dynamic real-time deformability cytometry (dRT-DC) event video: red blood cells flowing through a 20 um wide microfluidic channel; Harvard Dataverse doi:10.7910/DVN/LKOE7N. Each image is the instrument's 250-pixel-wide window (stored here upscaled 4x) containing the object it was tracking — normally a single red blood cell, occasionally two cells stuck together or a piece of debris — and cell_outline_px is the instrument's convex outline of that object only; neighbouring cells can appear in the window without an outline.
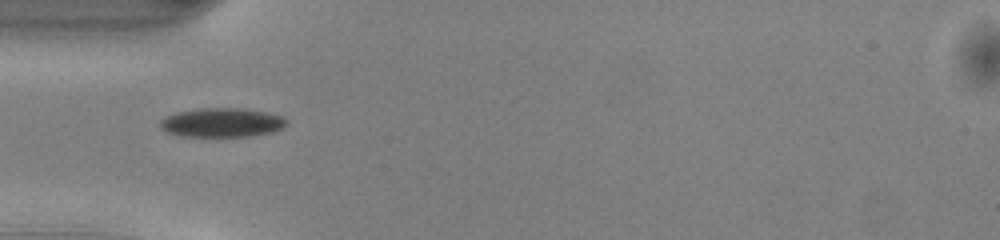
{"species": "common noctule bat (a hibernating species)", "species_latin": "Nyctalus noctula", "temperature_condition": "warm", "stored_images_in_passage": 35, "camera_frame_rate_fps": 3000, "um_per_image_px": 0.085, "animal": {"sex": "male", "body_mass_g": 13.0, "forearm_length_mm": 53.1}, "frame": {"image": 1, "passage_image": 1, "time_ms": 0.0, "image_size_px": [1000, 240], "cell_outline_px": [[288, 124], [284, 128], [272, 132], [252, 136], [180, 136], [168, 132], [160, 128], [160, 120], [164, 116], [176, 112], [200, 108], [244, 108], [264, 112], [280, 116], [288, 120]], "centroid_in_image_um": [18.86, 10.41], "position_along_channel_um": 66.1, "area_um2": 21.56}}
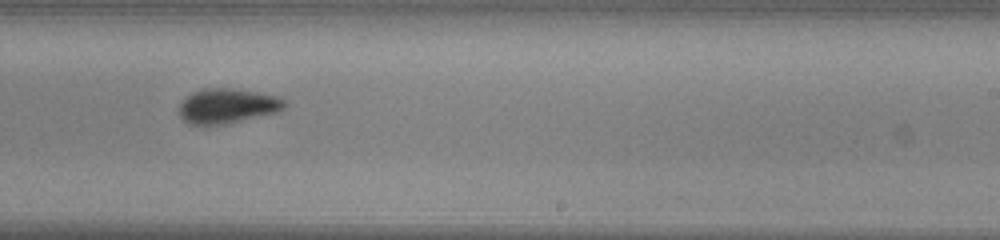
{"frame": {"image": 2, "passage_image": 16, "time_ms": 5.0, "image_size_px": [1000, 240], "cell_outline_px": [[288, 104], [280, 112], [224, 124], [192, 124], [184, 120], [180, 116], [180, 100], [192, 92], [200, 88], [228, 88], [256, 92], [276, 96], [284, 100]], "centroid_in_image_um": [19.33, 8.99], "position_along_channel_um": 269.7, "area_um2": 21.39}}
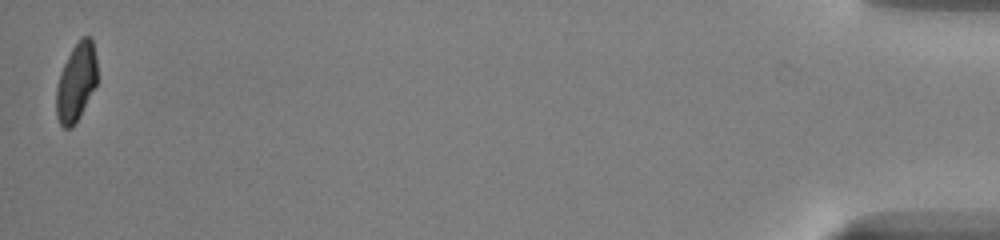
{"frame": {"image": 3, "passage_image": 35, "time_ms": 11.333, "image_size_px": [1000, 240], "cell_outline_px": [[96, 84], [80, 116], [72, 128], [64, 128], [60, 124], [56, 116], [56, 88], [60, 72], [72, 48], [84, 36], [92, 36], [96, 60]], "centroid_in_image_um": [6.46, 7.01], "position_along_channel_um": 428.7, "area_um2": 18.5}, "authors_computed_cell_mechanics": {"area_um2": 20.6346, "velocity_mm_per_s": 4.0803, "shape_relaxation_time_tau1_ms": 2.4723, "shape_relaxation_time_tau2_ms": 3.6467, "deformation_change_tau1": 0.1124, "deformation_change_tau2": 0.0606}}